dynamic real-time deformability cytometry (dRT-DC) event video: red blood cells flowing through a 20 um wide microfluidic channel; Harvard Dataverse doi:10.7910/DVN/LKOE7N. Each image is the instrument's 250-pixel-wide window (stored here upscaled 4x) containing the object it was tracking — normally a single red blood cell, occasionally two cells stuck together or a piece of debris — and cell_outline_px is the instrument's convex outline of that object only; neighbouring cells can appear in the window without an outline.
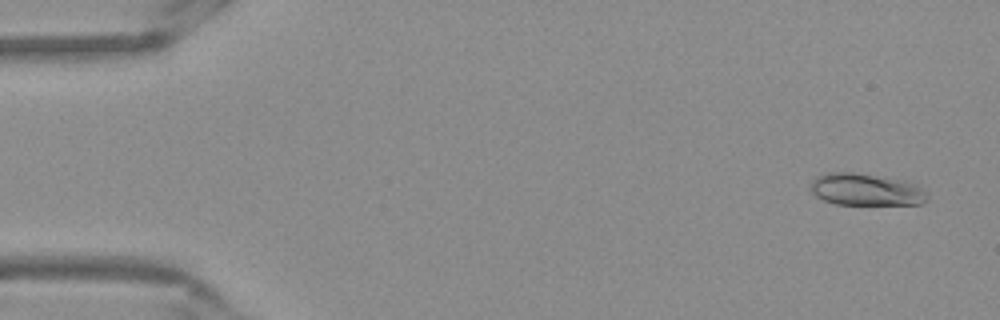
{"species": "Egyptian fruit bat (a non-hibernating species)", "species_latin": "Rousettus aegyptiacus", "temperature_condition": "warm", "stored_images_in_passage": 52, "camera_frame_rate_fps": 3000, "um_per_image_px": 0.085, "frame": {"image": 1, "passage_image": 3, "time_ms": 0.667, "image_size_px": [1000, 320], "cell_outline_px": [[928, 200], [920, 204], [836, 204], [824, 200], [816, 196], [812, 192], [812, 180], [816, 176], [824, 172], [852, 172], [904, 180], [916, 184], [928, 192]], "centroid_in_image_um": [73.63, 16.11], "position_along_channel_um": 11.4, "area_um2": 21.85}}
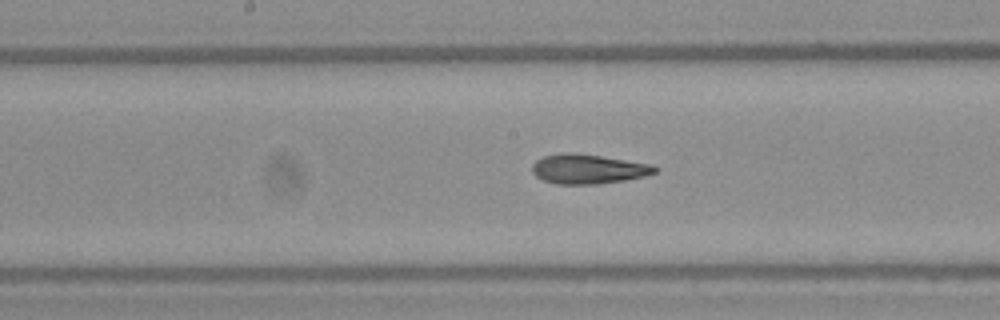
{"frame": {"image": 2, "passage_image": 27, "time_ms": 8.667, "image_size_px": [1000, 320], "cell_outline_px": [[656, 172], [644, 176], [624, 180], [600, 184], [556, 184], [544, 180], [536, 176], [532, 172], [532, 164], [536, 160], [544, 156], [564, 152], [576, 152], [652, 164], [656, 168]], "centroid_in_image_um": [49.96, 14.36], "position_along_channel_um": 198.2, "area_um2": 21.15}}
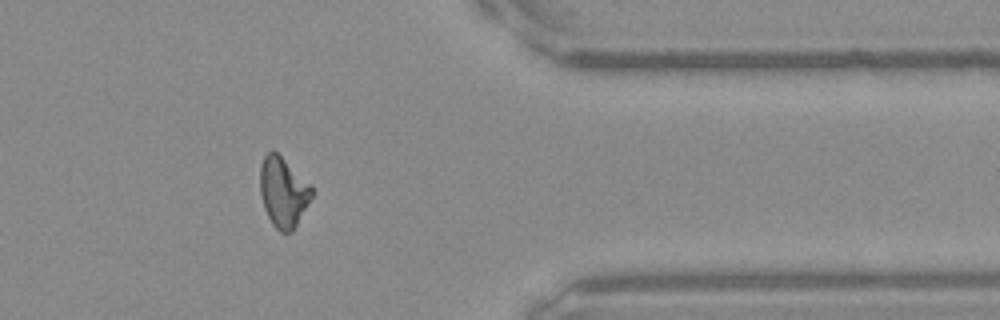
{"frame": {"image": 3, "passage_image": 43, "time_ms": 14.0, "image_size_px": [1000, 320], "cell_outline_px": [[312, 196], [292, 232], [280, 232], [272, 224], [264, 208], [260, 192], [260, 164], [264, 156], [268, 152], [276, 152], [312, 184]], "centroid_in_image_um": [24.07, 16.32], "position_along_channel_um": 387.3, "area_um2": 20.92}, "authors_computed_cell_mechanics": {"area_um2": 21.097, "velocity_mm_per_s": 3.8823, "shape_relaxation_time_tau1_ms": 6.0242, "shape_relaxation_time_tau2_ms": 2.1409, "deformation_change_tau1": 0.196, "deformation_change_tau2": 0.1018}}